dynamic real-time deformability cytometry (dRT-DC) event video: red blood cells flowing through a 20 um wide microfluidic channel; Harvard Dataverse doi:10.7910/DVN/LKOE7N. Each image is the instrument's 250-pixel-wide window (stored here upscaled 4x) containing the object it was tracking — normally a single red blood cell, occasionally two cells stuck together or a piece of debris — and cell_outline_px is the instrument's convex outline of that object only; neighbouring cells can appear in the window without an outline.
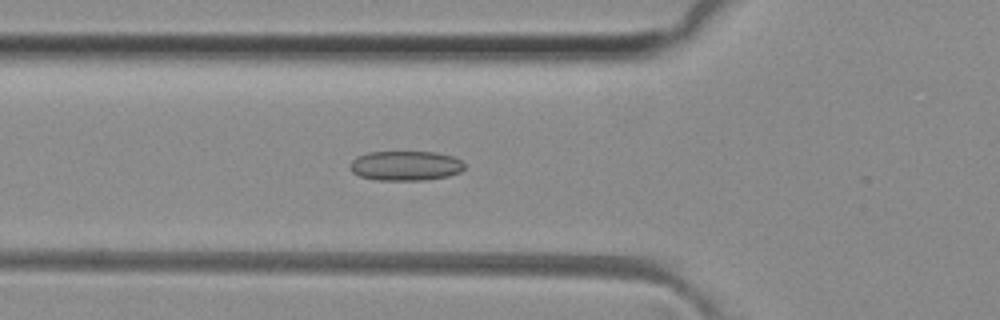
{"species": "common noctule bat (a hibernating species)", "species_latin": "Nyctalus noctula", "temperature_condition": "room temperature", "stored_images_in_passage": 41, "camera_frame_rate_fps": 3000, "um_per_image_px": 0.085, "animal": {"sex": "female", "body_mass_g": 29.2, "forearm_length_mm": 56.3}, "frame": {"image": 1, "passage_image": 9, "time_ms": 2.667, "image_size_px": [1000, 320], "cell_outline_px": [[464, 168], [460, 172], [448, 176], [424, 180], [376, 180], [360, 176], [352, 172], [348, 168], [348, 164], [356, 156], [368, 152], [436, 152], [452, 156], [460, 160], [464, 164]], "centroid_in_image_um": [34.42, 14.08], "position_along_channel_um": 91.4, "area_um2": 19.94}}
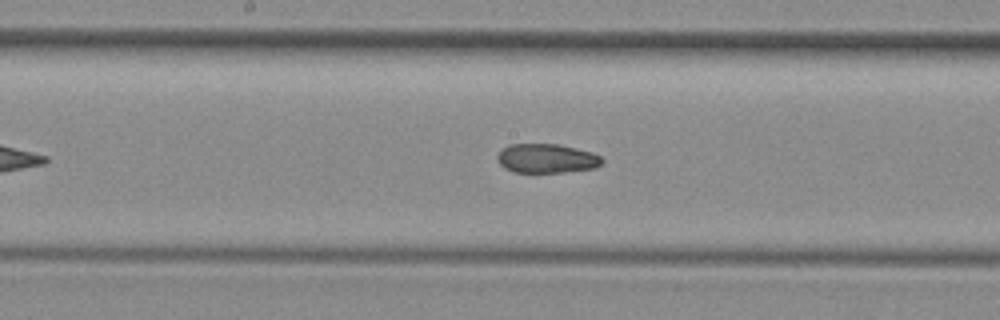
{"frame": {"image": 2, "passage_image": 17, "time_ms": 5.333, "image_size_px": [1000, 320], "cell_outline_px": [[604, 160], [596, 168], [564, 172], [512, 172], [504, 168], [496, 160], [496, 156], [508, 144], [556, 144], [576, 148], [592, 152], [600, 156]], "centroid_in_image_um": [46.45, 13.47], "position_along_channel_um": 201.7, "area_um2": 17.86}}
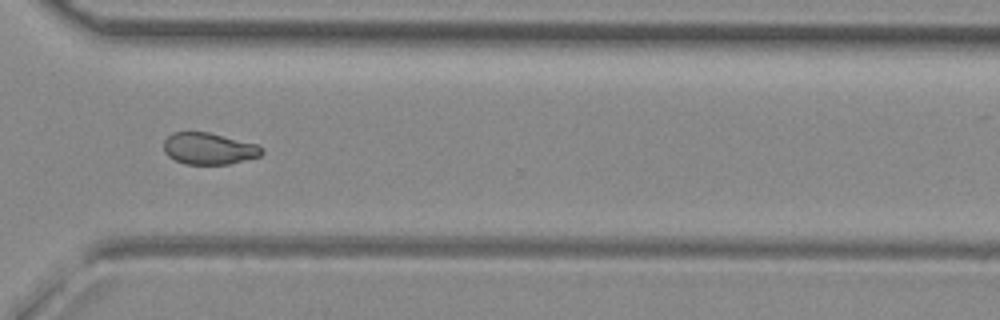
{"frame": {"image": 3, "passage_image": 28, "time_ms": 9.0, "image_size_px": [1000, 320], "cell_outline_px": [[264, 152], [260, 156], [228, 164], [184, 164], [168, 156], [164, 152], [164, 140], [172, 132], [208, 132], [256, 144], [264, 148]], "centroid_in_image_um": [17.75, 12.63], "position_along_channel_um": 352.9, "area_um2": 18.03}, "authors_computed_cell_mechanics": {"area_um2": 18.785, "velocity_mm_per_s": 4.1208, "shape_relaxation_time_tau1_ms": null, "shape_relaxation_time_tau2_ms": 3.4067, "deformation_change_tau1": null, "deformation_change_tau2": 0.0762}}